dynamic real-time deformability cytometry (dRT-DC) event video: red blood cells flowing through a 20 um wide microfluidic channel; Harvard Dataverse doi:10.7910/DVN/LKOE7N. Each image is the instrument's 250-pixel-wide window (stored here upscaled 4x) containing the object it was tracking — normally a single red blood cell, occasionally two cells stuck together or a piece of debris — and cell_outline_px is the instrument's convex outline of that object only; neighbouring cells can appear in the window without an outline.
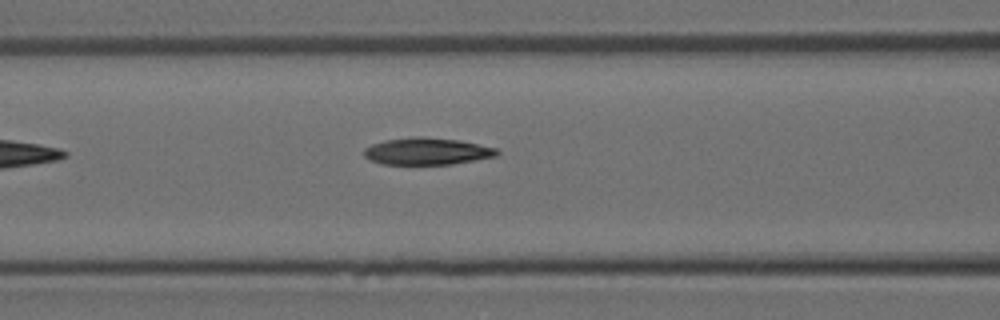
{"species": "Egyptian fruit bat (a non-hibernating species)", "species_latin": "Rousettus aegyptiacus", "temperature_condition": "room temperature", "stored_images_in_passage": 6, "camera_frame_rate_fps": 3000, "um_per_image_px": 0.085, "animal": {"sex": "female"}, "frame": {"image": 1, "passage_image": 6, "time_ms": 1.667, "image_size_px": [1000, 320], "cell_outline_px": [[500, 152], [496, 156], [452, 164], [384, 164], [372, 160], [364, 156], [364, 148], [372, 144], [384, 140], [416, 136], [424, 136], [456, 140], [496, 148]], "centroid_in_image_um": [36.27, 12.85], "position_along_channel_um": 130.3, "area_um2": 20.69}}